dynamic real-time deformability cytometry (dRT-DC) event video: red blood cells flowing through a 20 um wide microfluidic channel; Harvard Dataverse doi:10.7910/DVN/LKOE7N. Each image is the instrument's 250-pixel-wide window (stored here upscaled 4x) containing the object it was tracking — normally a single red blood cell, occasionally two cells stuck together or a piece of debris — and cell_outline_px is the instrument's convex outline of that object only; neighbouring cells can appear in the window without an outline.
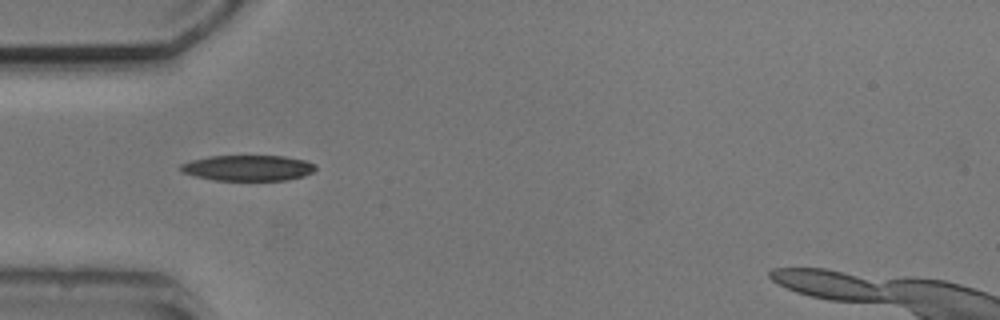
{"species": "common noctule bat (a hibernating species)", "species_latin": "Nyctalus noctula", "temperature_condition": "cold", "stored_images_in_passage": 5, "camera_frame_rate_fps": 3000, "um_per_image_px": 0.085, "animal": {"sex": "male", "body_mass_g": 20.5, "forearm_length_mm": 52.5}, "frame": {"image": 1, "passage_image": 1, "time_ms": 0.0, "image_size_px": [1000, 320], "cell_outline_px": [[316, 168], [312, 172], [304, 176], [284, 180], [212, 180], [180, 172], [180, 164], [192, 160], [208, 156], [284, 156], [304, 160], [316, 164]], "centroid_in_image_um": [21.06, 14.27], "position_along_channel_um": 63.9, "area_um2": 20.17}}